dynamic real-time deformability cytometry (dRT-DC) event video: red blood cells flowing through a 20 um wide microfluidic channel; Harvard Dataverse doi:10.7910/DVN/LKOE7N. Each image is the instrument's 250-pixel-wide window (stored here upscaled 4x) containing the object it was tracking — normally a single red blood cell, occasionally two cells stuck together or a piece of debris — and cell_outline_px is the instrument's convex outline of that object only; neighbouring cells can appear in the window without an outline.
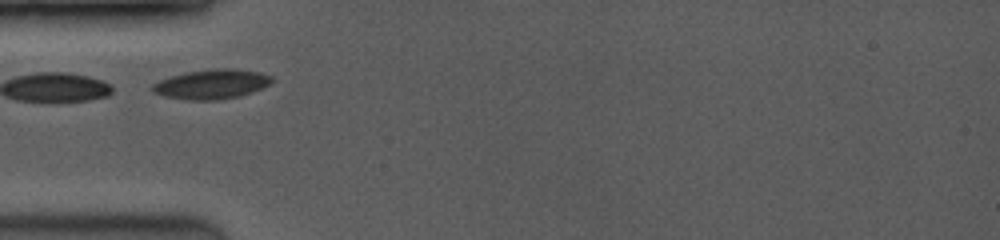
{"species": "common noctule bat (a hibernating species)", "species_latin": "Nyctalus noctula", "temperature_condition": "room temperature", "stored_images_in_passage": 23, "camera_frame_rate_fps": 3500, "um_per_image_px": 0.085, "animal": {"sex": "female", "body_mass_g": 19.0, "forearm_length_mm": 53.3}, "frame": {"image": 1, "passage_image": 1, "time_ms": 0.0, "image_size_px": [1000, 240], "cell_outline_px": [[272, 80], [268, 84], [252, 92], [240, 96], [216, 100], [188, 100], [164, 96], [152, 92], [148, 88], [152, 84], [160, 80], [184, 72], [212, 68], [232, 68], [260, 72], [272, 76]], "centroid_in_image_um": [17.94, 7.15], "position_along_channel_um": 67.1, "area_um2": 20.69}}